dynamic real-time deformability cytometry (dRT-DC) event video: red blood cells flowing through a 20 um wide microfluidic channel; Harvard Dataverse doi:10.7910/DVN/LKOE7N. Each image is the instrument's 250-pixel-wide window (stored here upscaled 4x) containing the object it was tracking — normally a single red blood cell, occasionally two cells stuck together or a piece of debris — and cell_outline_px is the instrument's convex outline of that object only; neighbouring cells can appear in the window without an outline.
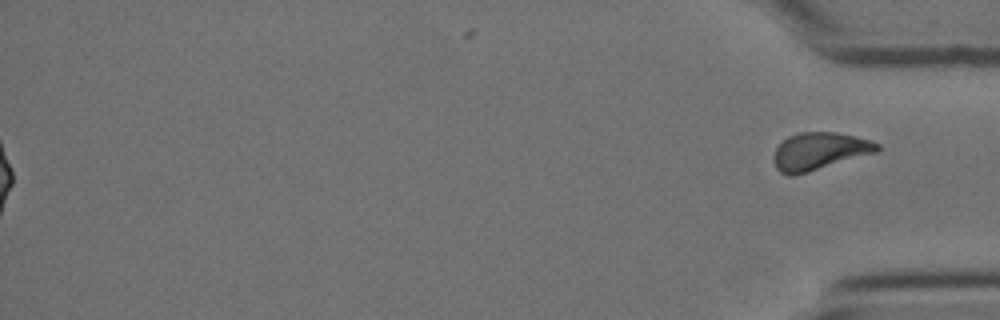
{"species": "Egyptian fruit bat (a non-hibernating species)", "species_latin": "Rousettus aegyptiacus", "temperature_condition": "cold", "stored_images_in_passage": 51, "segment_of_instrument_passage": [2, 2], "camera_frame_rate_fps": 3000, "um_per_image_px": 0.085, "animal": {"sex": "female"}, "frame": {"image": 1, "passage_image": 51, "time_ms": 16.667, "image_size_px": [1000, 320], "cell_outline_px": [[880, 148], [876, 152], [808, 172], [792, 176], [788, 176], [780, 172], [776, 168], [772, 156], [776, 148], [788, 136], [800, 132], [836, 132], [856, 136], [872, 140], [880, 144]], "centroid_in_image_um": [69.64, 12.85], "position_along_channel_um": 365.6, "area_um2": 22.6}}